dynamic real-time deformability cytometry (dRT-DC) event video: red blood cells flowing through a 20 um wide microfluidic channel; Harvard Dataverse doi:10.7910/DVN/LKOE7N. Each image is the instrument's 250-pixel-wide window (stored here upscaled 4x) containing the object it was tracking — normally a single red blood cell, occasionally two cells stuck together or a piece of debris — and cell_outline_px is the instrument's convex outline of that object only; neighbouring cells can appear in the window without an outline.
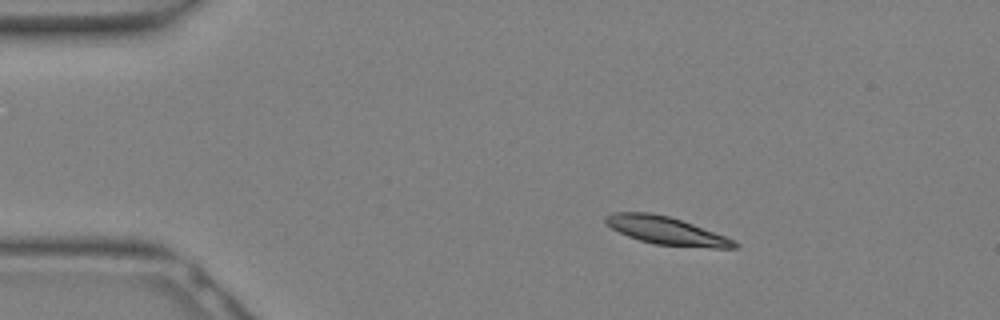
{"species": "Egyptian fruit bat (a non-hibernating species)", "species_latin": "Rousettus aegyptiacus", "temperature_condition": "warm", "stored_images_in_passage": 11, "camera_frame_rate_fps": 3000, "um_per_image_px": 0.085, "animal": {"sex": "female"}, "frame": {"image": 1, "passage_image": 1, "time_ms": 0.0, "image_size_px": [1000, 320], "cell_outline_px": [[740, 244], [736, 248], [712, 248], [652, 244], [628, 236], [612, 228], [604, 220], [604, 216], [616, 212], [648, 212], [668, 216], [692, 224], [724, 236]], "centroid_in_image_um": [56.61, 19.61], "position_along_channel_um": 28.4, "area_um2": 20.58}}
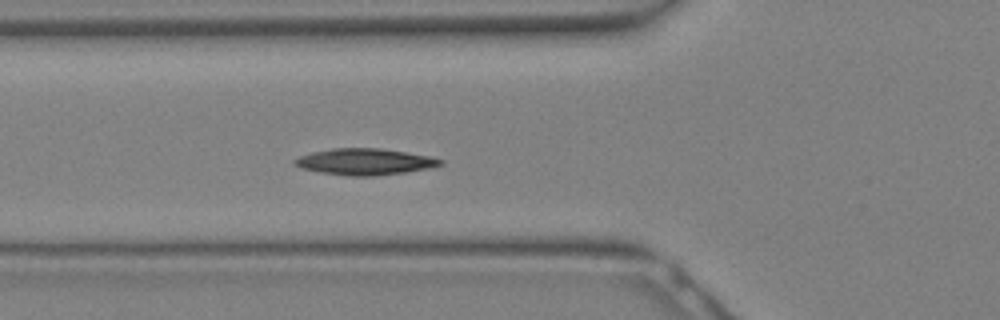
{"frame": {"image": 2, "passage_image": 7, "time_ms": 2.0, "image_size_px": [1000, 320], "cell_outline_px": [[444, 164], [428, 168], [404, 172], [372, 176], [348, 176], [320, 172], [300, 168], [292, 164], [292, 160], [300, 156], [312, 152], [332, 148], [380, 148], [432, 156], [444, 160]], "centroid_in_image_um": [30.99, 13.74], "position_along_channel_um": 94.8, "area_um2": 22.48}}
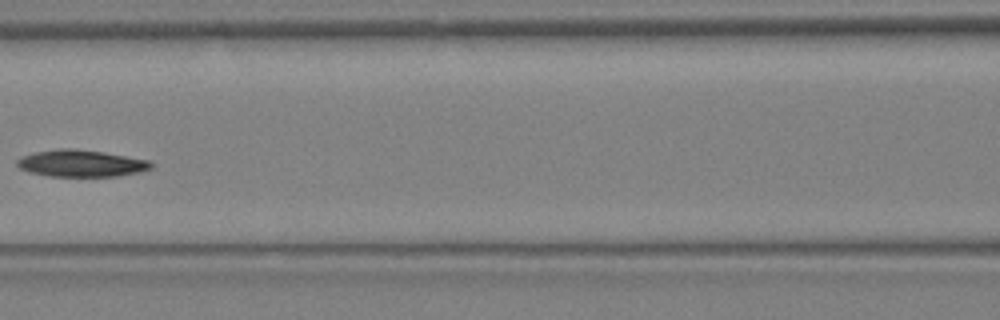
{"frame": {"image": 3, "passage_image": 10, "time_ms": 3.0, "image_size_px": [1000, 320], "cell_outline_px": [[152, 168], [140, 172], [116, 176], [48, 176], [28, 172], [20, 168], [16, 164], [16, 160], [24, 156], [36, 152], [56, 148], [72, 148], [104, 152], [148, 160], [152, 164]], "centroid_in_image_um": [6.88, 13.88], "position_along_channel_um": 159.7, "area_um2": 20.92}}